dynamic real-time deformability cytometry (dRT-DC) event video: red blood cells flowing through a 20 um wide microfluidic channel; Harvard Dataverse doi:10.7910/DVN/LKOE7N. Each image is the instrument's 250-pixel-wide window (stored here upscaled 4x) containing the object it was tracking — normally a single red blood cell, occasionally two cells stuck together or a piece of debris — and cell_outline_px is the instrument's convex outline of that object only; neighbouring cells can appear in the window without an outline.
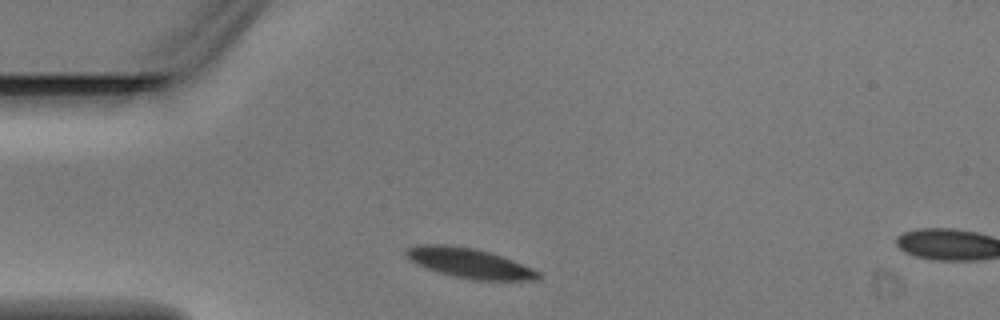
{"species": "Egyptian fruit bat (a non-hibernating species)", "species_latin": "Rousettus aegyptiacus", "temperature_condition": "warm", "stored_images_in_passage": 2, "camera_frame_rate_fps": 3000, "um_per_image_px": 0.085, "animal": {"sex": "male"}, "frame": {"image": 1, "passage_image": 1, "time_ms": 0.0, "image_size_px": [1000, 320], "cell_outline_px": [[540, 276], [536, 280], [472, 280], [452, 276], [416, 264], [404, 252], [408, 248], [416, 244], [448, 244], [476, 248], [512, 260], [532, 268], [540, 272]], "centroid_in_image_um": [39.89, 22.36], "position_along_channel_um": 45.1, "area_um2": 22.83}}